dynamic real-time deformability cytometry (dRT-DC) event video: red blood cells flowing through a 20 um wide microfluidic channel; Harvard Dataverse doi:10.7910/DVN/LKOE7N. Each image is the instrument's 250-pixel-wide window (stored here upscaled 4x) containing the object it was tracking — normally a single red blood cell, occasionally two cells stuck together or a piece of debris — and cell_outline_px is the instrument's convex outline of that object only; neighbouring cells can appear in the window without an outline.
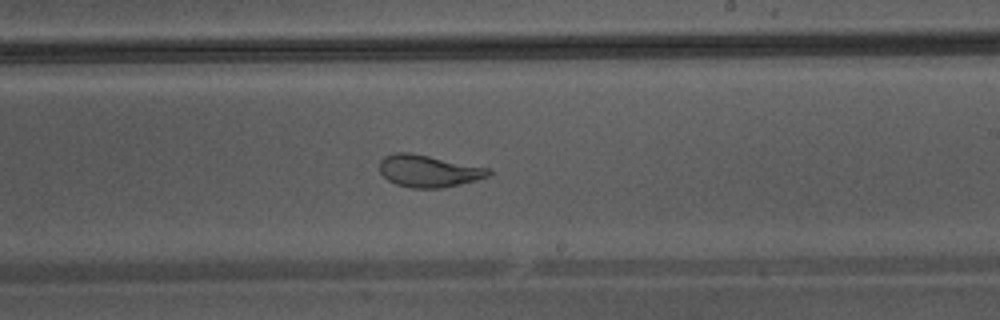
{"species": "Egyptian fruit bat (a non-hibernating species)", "species_latin": "Rousettus aegyptiacus", "temperature_condition": "warm", "stored_images_in_passage": 32, "camera_frame_rate_fps": 3000, "um_per_image_px": 0.085, "animal": {"sex": "male"}, "frame": {"image": 1, "passage_image": 14, "time_ms": 4.333, "image_size_px": [1000, 320], "cell_outline_px": [[492, 172], [488, 176], [476, 180], [460, 184], [440, 188], [412, 188], [396, 184], [388, 180], [380, 172], [380, 160], [384, 156], [396, 152], [408, 152], [492, 168]], "centroid_in_image_um": [36.44, 14.53], "position_along_channel_um": 252.6, "area_um2": 20.4}}